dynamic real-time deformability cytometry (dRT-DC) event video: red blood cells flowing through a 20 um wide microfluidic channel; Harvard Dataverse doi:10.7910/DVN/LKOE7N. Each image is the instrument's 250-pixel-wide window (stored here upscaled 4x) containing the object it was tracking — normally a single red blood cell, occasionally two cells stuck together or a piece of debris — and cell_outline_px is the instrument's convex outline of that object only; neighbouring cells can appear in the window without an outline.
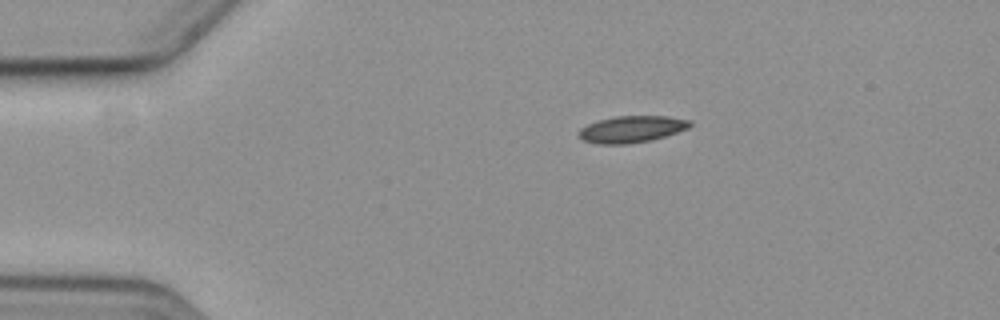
{"species": "common noctule bat (a hibernating species)", "species_latin": "Nyctalus noctula", "temperature_condition": "cold", "stored_images_in_passage": 3, "camera_frame_rate_fps": 3000, "um_per_image_px": 0.085, "animal": {"sex": "female", "body_mass_g": 19.3, "forearm_length_mm": 54.1}, "frame": {"image": 1, "passage_image": 1, "time_ms": 0.0, "image_size_px": [1000, 320], "cell_outline_px": [[692, 124], [688, 128], [652, 140], [628, 144], [596, 144], [584, 140], [576, 132], [580, 128], [588, 124], [600, 120], [616, 116], [668, 116], [692, 120]], "centroid_in_image_um": [53.69, 10.98], "position_along_channel_um": 31.3, "area_um2": 17.28}}
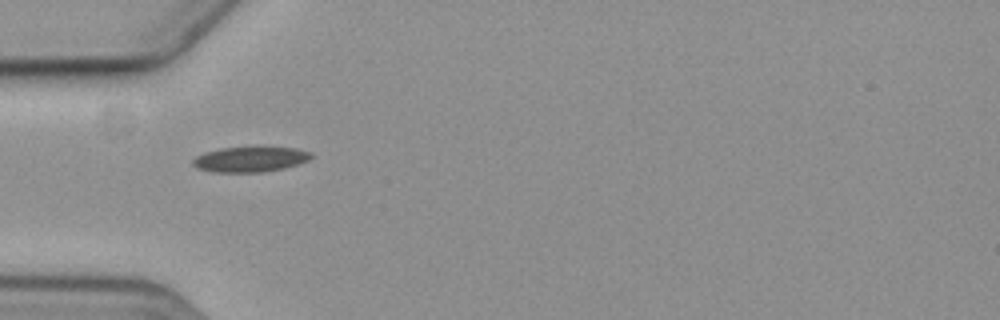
{"frame": {"image": 2, "passage_image": 3, "time_ms": 2.333, "image_size_px": [1000, 320], "cell_outline_px": [[312, 156], [308, 160], [284, 168], [264, 172], [212, 172], [196, 168], [192, 164], [192, 160], [196, 156], [204, 152], [220, 148], [252, 144], [260, 144], [296, 148], [312, 152]], "centroid_in_image_um": [21.26, 13.48], "position_along_channel_um": 63.7, "area_um2": 18.44}}